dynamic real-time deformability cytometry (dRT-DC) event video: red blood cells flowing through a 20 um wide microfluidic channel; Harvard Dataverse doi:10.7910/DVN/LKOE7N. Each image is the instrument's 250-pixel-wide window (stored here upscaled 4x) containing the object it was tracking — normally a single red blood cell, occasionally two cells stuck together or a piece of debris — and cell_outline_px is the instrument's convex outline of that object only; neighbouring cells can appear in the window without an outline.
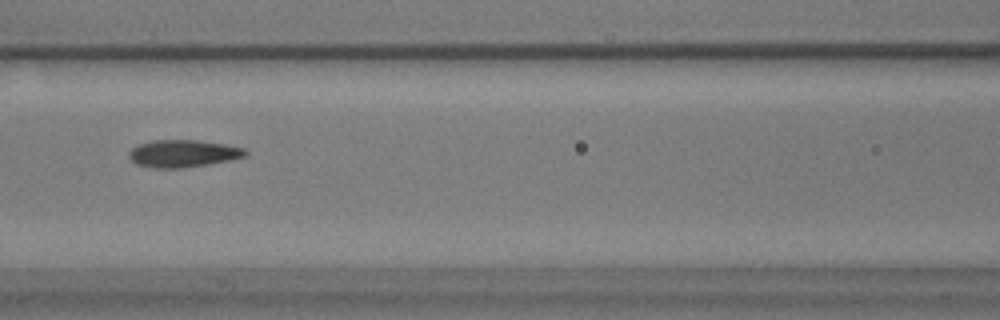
{"species": "common noctule bat (a hibernating species)", "species_latin": "Nyctalus noctula", "temperature_condition": "warm", "stored_images_in_passage": 48, "camera_frame_rate_fps": 3000, "um_per_image_px": 0.085, "animal": {"sex": "male", "body_mass_g": 17.9}, "frame": {"image": 1, "passage_image": 15, "time_ms": 4.667, "image_size_px": [1000, 320], "cell_outline_px": [[248, 152], [244, 156], [228, 160], [208, 164], [180, 168], [156, 168], [136, 164], [128, 156], [128, 152], [132, 148], [140, 144], [152, 140], [196, 140], [224, 144], [244, 148]], "centroid_in_image_um": [15.53, 13.04], "position_along_channel_um": 151.1, "area_um2": 18.32}}
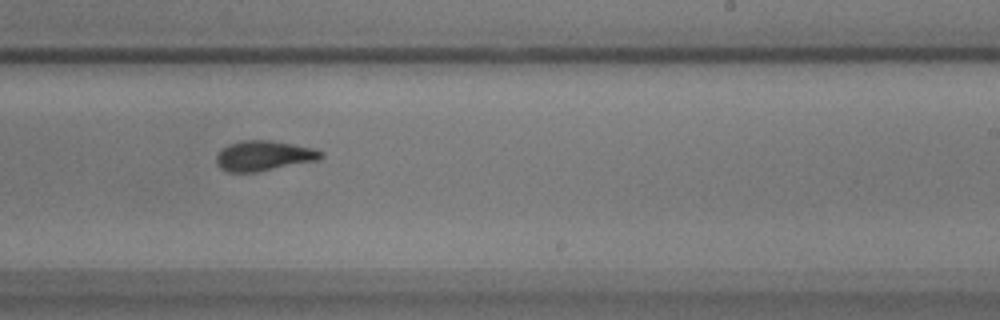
{"frame": {"image": 2, "passage_image": 25, "time_ms": 8.0, "image_size_px": [1000, 320], "cell_outline_px": [[324, 156], [320, 160], [256, 172], [228, 172], [220, 168], [216, 164], [216, 156], [228, 144], [244, 140], [272, 140], [312, 148], [324, 152]], "centroid_in_image_um": [22.44, 13.24], "position_along_channel_um": 266.6, "area_um2": 18.38}}
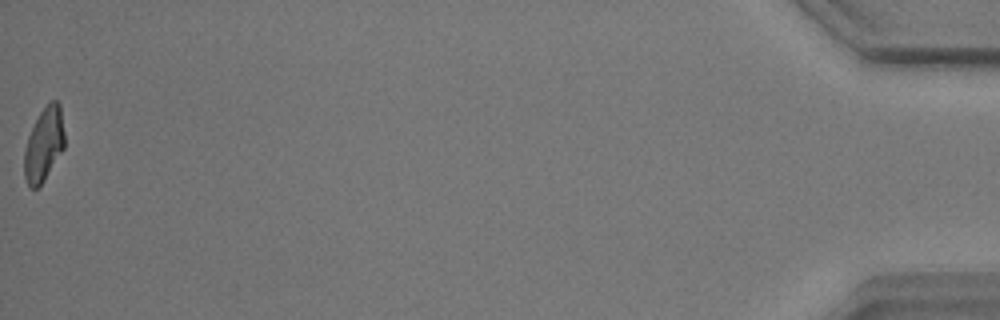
{"frame": {"image": 3, "passage_image": 48, "time_ms": 15.667, "image_size_px": [1000, 320], "cell_outline_px": [[64, 148], [44, 180], [36, 188], [32, 188], [28, 184], [24, 176], [24, 152], [28, 136], [40, 112], [52, 100], [56, 100], [60, 104], [64, 132]], "centroid_in_image_um": [3.73, 12.27], "position_along_channel_um": 431.5, "area_um2": 16.99}, "authors_computed_cell_mechanics": {"area_um2": 18.1492, "velocity_mm_per_s": 3.4831, "shape_relaxation_time_tau1_ms": 5.6392, "shape_relaxation_time_tau2_ms": 1.747, "deformation_change_tau1": 0.1813, "deformation_change_tau2": 0.09}}